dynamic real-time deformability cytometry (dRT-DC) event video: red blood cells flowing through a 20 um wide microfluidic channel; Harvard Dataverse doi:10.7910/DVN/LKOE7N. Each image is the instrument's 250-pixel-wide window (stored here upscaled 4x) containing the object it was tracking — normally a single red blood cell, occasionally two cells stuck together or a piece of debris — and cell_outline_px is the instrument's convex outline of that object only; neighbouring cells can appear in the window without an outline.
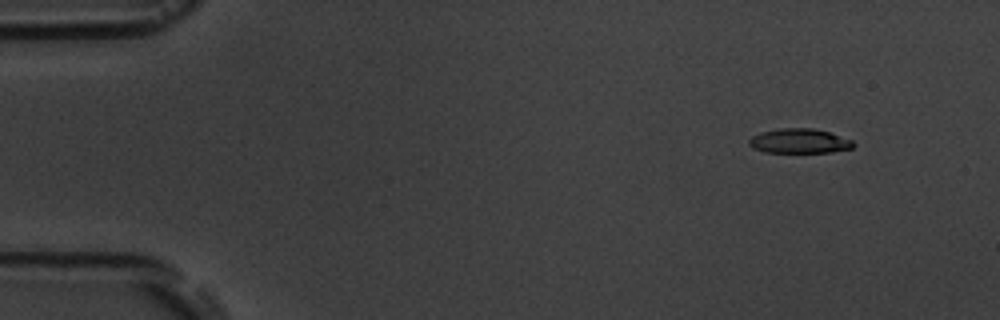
{"species": "common noctule bat (a hibernating species)", "species_latin": "Nyctalus noctula", "temperature_condition": "room temperature", "stored_images_in_passage": 5, "camera_frame_rate_fps": 3000, "um_per_image_px": 0.085, "animal": {"sex": "male", "body_mass_g": 19.5, "forearm_length_mm": 54.6}, "frame": {"image": 1, "passage_image": 1, "time_ms": 0.0, "image_size_px": [1000, 320], "cell_outline_px": [[856, 144], [852, 148], [832, 152], [764, 152], [752, 148], [748, 144], [748, 140], [752, 136], [760, 132], [780, 128], [812, 128], [828, 132], [852, 140]], "centroid_in_image_um": [67.92, 11.99], "position_along_channel_um": 17.1, "area_um2": 14.97}}
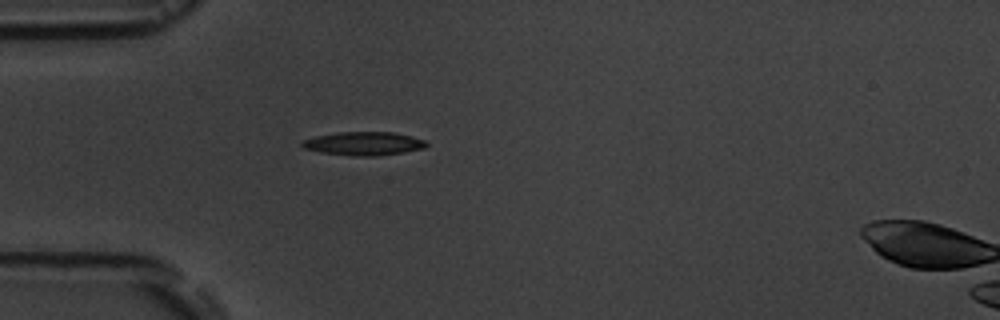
{"frame": {"image": 2, "passage_image": 4, "time_ms": 3.667, "image_size_px": [1000, 320], "cell_outline_px": [[428, 144], [424, 148], [404, 152], [376, 156], [352, 156], [320, 152], [304, 148], [300, 144], [304, 140], [316, 136], [340, 132], [392, 132], [412, 136], [424, 140]], "centroid_in_image_um": [30.93, 12.2], "position_along_channel_um": 54.1, "area_um2": 16.94}}